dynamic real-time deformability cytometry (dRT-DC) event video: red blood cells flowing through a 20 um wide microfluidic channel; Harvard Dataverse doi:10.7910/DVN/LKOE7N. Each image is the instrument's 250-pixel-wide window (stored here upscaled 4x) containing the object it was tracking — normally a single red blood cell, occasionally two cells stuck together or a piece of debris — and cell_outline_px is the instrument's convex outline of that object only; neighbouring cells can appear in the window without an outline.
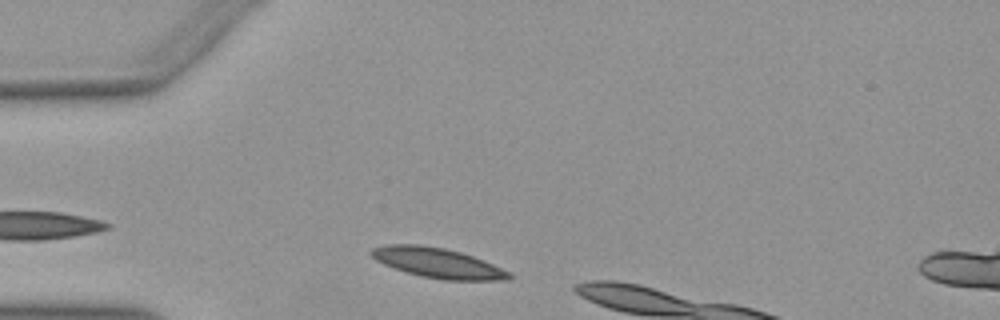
{"species": "Egyptian fruit bat (a non-hibernating species)", "species_latin": "Rousettus aegyptiacus", "temperature_condition": "warm", "stored_images_in_passage": 8, "camera_frame_rate_fps": 3000, "um_per_image_px": 0.085, "animal": {"sex": "female"}, "frame": {"image": 1, "passage_image": 3, "time_ms": 0.667, "image_size_px": [1000, 320], "cell_outline_px": [[512, 276], [508, 280], [444, 280], [420, 276], [384, 264], [376, 260], [368, 252], [372, 248], [384, 244], [420, 244], [444, 248], [460, 252], [484, 260], [512, 272]], "centroid_in_image_um": [37.22, 22.34], "position_along_channel_um": 47.8, "area_um2": 24.1}}
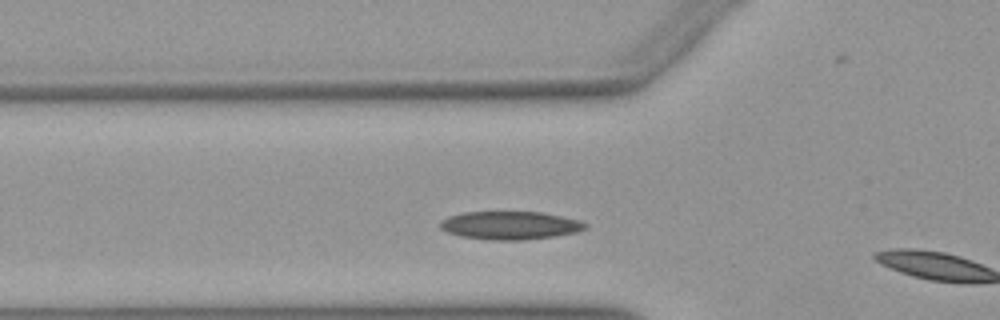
{"frame": {"image": 2, "passage_image": 7, "time_ms": 2.0, "image_size_px": [1000, 320], "cell_outline_px": [[588, 228], [576, 232], [556, 236], [524, 240], [488, 240], [460, 236], [448, 232], [440, 228], [440, 220], [448, 216], [464, 212], [540, 212], [580, 220], [588, 224]], "centroid_in_image_um": [43.36, 19.16], "position_along_channel_um": 82.4, "area_um2": 23.93}}